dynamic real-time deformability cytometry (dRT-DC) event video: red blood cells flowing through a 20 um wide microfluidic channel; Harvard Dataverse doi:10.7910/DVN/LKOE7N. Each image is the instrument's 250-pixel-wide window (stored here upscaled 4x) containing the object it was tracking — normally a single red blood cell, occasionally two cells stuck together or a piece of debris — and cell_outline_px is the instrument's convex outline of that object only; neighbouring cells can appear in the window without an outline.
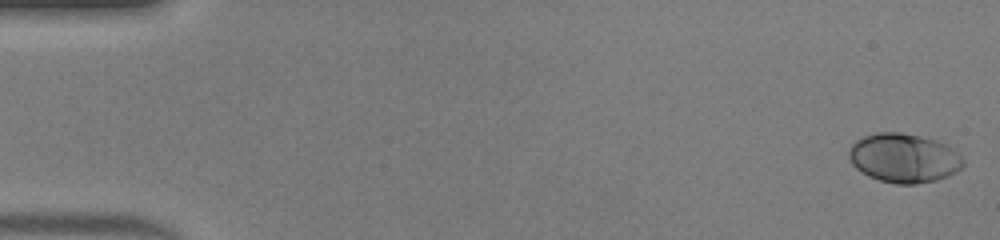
{"species": "human", "species_latin": "Homo sapiens", "temperature_condition": "warm", "stored_images_in_passage": 48, "camera_frame_rate_fps": 3000, "um_per_image_px": 0.085, "donor": {"sex": "male"}, "frame": {"image": 1, "passage_image": 1, "time_ms": 0.0, "image_size_px": [1000, 240], "cell_outline_px": [[964, 164], [956, 172], [948, 176], [936, 180], [916, 184], [896, 184], [880, 180], [868, 176], [860, 172], [852, 164], [848, 156], [848, 148], [856, 140], [864, 136], [876, 132], [900, 132], [920, 136], [936, 140], [952, 148], [964, 160]], "centroid_in_image_um": [76.8, 13.43], "position_along_channel_um": 8.2, "area_um2": 32.83}}
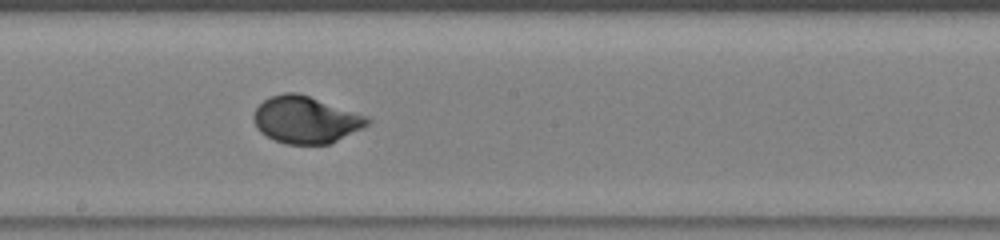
{"frame": {"image": 2, "passage_image": 27, "time_ms": 8.667, "image_size_px": [1000, 240], "cell_outline_px": [[372, 120], [368, 124], [328, 144], [284, 144], [260, 132], [256, 128], [252, 120], [252, 116], [256, 108], [264, 100], [272, 96], [284, 92], [296, 92], [368, 116]], "centroid_in_image_um": [25.94, 10.17], "position_along_channel_um": 222.3, "area_um2": 30.75}}
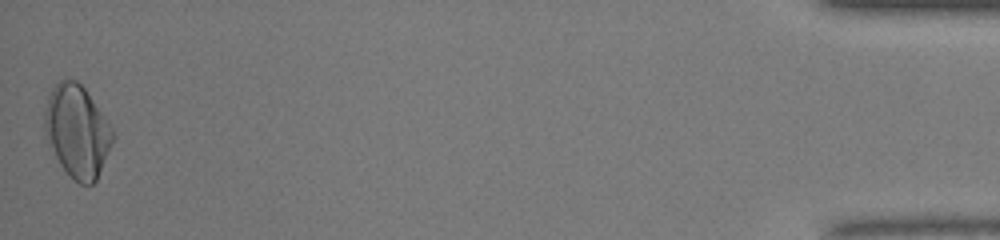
{"frame": {"image": 3, "passage_image": 48, "time_ms": 15.667, "image_size_px": [1000, 240], "cell_outline_px": [[116, 136], [96, 180], [92, 184], [80, 184], [60, 164], [56, 156], [44, 128], [44, 112], [48, 96], [52, 88], [60, 80], [76, 80], [84, 88], [104, 116], [112, 128]], "centroid_in_image_um": [6.58, 11.14], "position_along_channel_um": 428.6, "area_um2": 35.89}, "authors_computed_cell_mechanics": {"area_um2": 30.923, "velocity_mm_per_s": 4.2861, "shape_relaxation_time_tau1_ms": 3.4048, "shape_relaxation_time_tau2_ms": null, "deformation_change_tau1": 0.1675, "deformation_change_tau2": null}}